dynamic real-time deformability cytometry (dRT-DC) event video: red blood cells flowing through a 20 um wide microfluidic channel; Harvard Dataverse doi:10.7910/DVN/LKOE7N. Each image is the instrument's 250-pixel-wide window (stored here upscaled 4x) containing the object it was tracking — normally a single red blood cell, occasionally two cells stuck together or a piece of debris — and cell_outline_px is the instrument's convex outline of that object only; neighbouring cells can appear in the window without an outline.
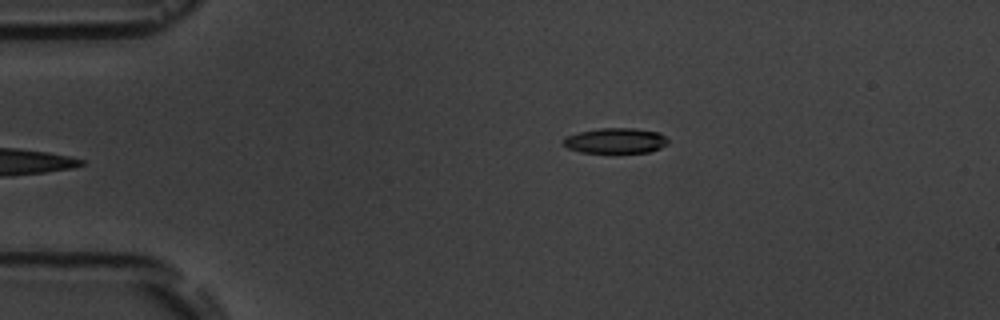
{"species": "common noctule bat (a hibernating species)", "species_latin": "Nyctalus noctula", "temperature_condition": "room temperature", "stored_images_in_passage": 5, "camera_frame_rate_fps": 3000, "um_per_image_px": 0.085, "animal": {"sex": "male", "body_mass_g": 19.5, "forearm_length_mm": 54.6}, "frame": {"image": 1, "passage_image": 5, "time_ms": 4.667, "image_size_px": [1000, 320], "cell_outline_px": [[668, 144], [660, 148], [648, 152], [580, 152], [568, 148], [564, 144], [564, 136], [580, 132], [600, 128], [632, 128], [656, 132], [664, 136], [668, 140]], "centroid_in_image_um": [52.31, 11.95], "position_along_channel_um": 32.7, "area_um2": 15.2}}